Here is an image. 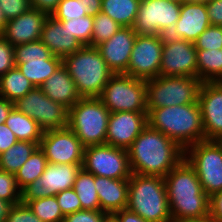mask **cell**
Masks as SVG:
<instances>
[{"label": "cell", "mask_w": 222, "mask_h": 222, "mask_svg": "<svg viewBox=\"0 0 222 222\" xmlns=\"http://www.w3.org/2000/svg\"><path fill=\"white\" fill-rule=\"evenodd\" d=\"M172 222H208L209 196L184 158L164 177Z\"/></svg>", "instance_id": "cell-1"}, {"label": "cell", "mask_w": 222, "mask_h": 222, "mask_svg": "<svg viewBox=\"0 0 222 222\" xmlns=\"http://www.w3.org/2000/svg\"><path fill=\"white\" fill-rule=\"evenodd\" d=\"M133 174L165 177L185 158V150L148 124L127 149Z\"/></svg>", "instance_id": "cell-2"}, {"label": "cell", "mask_w": 222, "mask_h": 222, "mask_svg": "<svg viewBox=\"0 0 222 222\" xmlns=\"http://www.w3.org/2000/svg\"><path fill=\"white\" fill-rule=\"evenodd\" d=\"M148 125L161 131L186 150L191 145L205 141V134L198 102L147 109Z\"/></svg>", "instance_id": "cell-3"}, {"label": "cell", "mask_w": 222, "mask_h": 222, "mask_svg": "<svg viewBox=\"0 0 222 222\" xmlns=\"http://www.w3.org/2000/svg\"><path fill=\"white\" fill-rule=\"evenodd\" d=\"M126 208L146 222H172L164 177L132 173Z\"/></svg>", "instance_id": "cell-4"}, {"label": "cell", "mask_w": 222, "mask_h": 222, "mask_svg": "<svg viewBox=\"0 0 222 222\" xmlns=\"http://www.w3.org/2000/svg\"><path fill=\"white\" fill-rule=\"evenodd\" d=\"M82 98L99 97L114 74L96 47L83 46L62 59Z\"/></svg>", "instance_id": "cell-5"}, {"label": "cell", "mask_w": 222, "mask_h": 222, "mask_svg": "<svg viewBox=\"0 0 222 222\" xmlns=\"http://www.w3.org/2000/svg\"><path fill=\"white\" fill-rule=\"evenodd\" d=\"M109 109L98 97L79 99L70 109L68 127L84 147L106 144Z\"/></svg>", "instance_id": "cell-6"}, {"label": "cell", "mask_w": 222, "mask_h": 222, "mask_svg": "<svg viewBox=\"0 0 222 222\" xmlns=\"http://www.w3.org/2000/svg\"><path fill=\"white\" fill-rule=\"evenodd\" d=\"M201 83L198 78L185 76L147 80V109L196 103Z\"/></svg>", "instance_id": "cell-7"}, {"label": "cell", "mask_w": 222, "mask_h": 222, "mask_svg": "<svg viewBox=\"0 0 222 222\" xmlns=\"http://www.w3.org/2000/svg\"><path fill=\"white\" fill-rule=\"evenodd\" d=\"M98 98L110 113L147 112L146 81L124 73L113 74Z\"/></svg>", "instance_id": "cell-8"}, {"label": "cell", "mask_w": 222, "mask_h": 222, "mask_svg": "<svg viewBox=\"0 0 222 222\" xmlns=\"http://www.w3.org/2000/svg\"><path fill=\"white\" fill-rule=\"evenodd\" d=\"M185 159L195 169L203 191L210 197L222 190V142L205 140L185 150Z\"/></svg>", "instance_id": "cell-9"}, {"label": "cell", "mask_w": 222, "mask_h": 222, "mask_svg": "<svg viewBox=\"0 0 222 222\" xmlns=\"http://www.w3.org/2000/svg\"><path fill=\"white\" fill-rule=\"evenodd\" d=\"M14 107L35 120L43 131L68 127L69 109L50 99L39 87L14 102Z\"/></svg>", "instance_id": "cell-10"}, {"label": "cell", "mask_w": 222, "mask_h": 222, "mask_svg": "<svg viewBox=\"0 0 222 222\" xmlns=\"http://www.w3.org/2000/svg\"><path fill=\"white\" fill-rule=\"evenodd\" d=\"M181 3L141 0L133 30L140 35H168L180 17Z\"/></svg>", "instance_id": "cell-11"}, {"label": "cell", "mask_w": 222, "mask_h": 222, "mask_svg": "<svg viewBox=\"0 0 222 222\" xmlns=\"http://www.w3.org/2000/svg\"><path fill=\"white\" fill-rule=\"evenodd\" d=\"M82 168L111 179H129L132 174L127 150L107 144L85 147Z\"/></svg>", "instance_id": "cell-12"}, {"label": "cell", "mask_w": 222, "mask_h": 222, "mask_svg": "<svg viewBox=\"0 0 222 222\" xmlns=\"http://www.w3.org/2000/svg\"><path fill=\"white\" fill-rule=\"evenodd\" d=\"M82 164L49 163L41 177L21 190V203L56 195L60 191L73 188Z\"/></svg>", "instance_id": "cell-13"}, {"label": "cell", "mask_w": 222, "mask_h": 222, "mask_svg": "<svg viewBox=\"0 0 222 222\" xmlns=\"http://www.w3.org/2000/svg\"><path fill=\"white\" fill-rule=\"evenodd\" d=\"M162 48L163 35L137 34L128 68L124 74L144 81L158 77Z\"/></svg>", "instance_id": "cell-14"}, {"label": "cell", "mask_w": 222, "mask_h": 222, "mask_svg": "<svg viewBox=\"0 0 222 222\" xmlns=\"http://www.w3.org/2000/svg\"><path fill=\"white\" fill-rule=\"evenodd\" d=\"M39 147L49 163L83 164L85 147L69 127L44 131Z\"/></svg>", "instance_id": "cell-15"}, {"label": "cell", "mask_w": 222, "mask_h": 222, "mask_svg": "<svg viewBox=\"0 0 222 222\" xmlns=\"http://www.w3.org/2000/svg\"><path fill=\"white\" fill-rule=\"evenodd\" d=\"M159 76L197 78V51L194 43L164 35Z\"/></svg>", "instance_id": "cell-16"}, {"label": "cell", "mask_w": 222, "mask_h": 222, "mask_svg": "<svg viewBox=\"0 0 222 222\" xmlns=\"http://www.w3.org/2000/svg\"><path fill=\"white\" fill-rule=\"evenodd\" d=\"M205 140H222V82H203L198 92Z\"/></svg>", "instance_id": "cell-17"}, {"label": "cell", "mask_w": 222, "mask_h": 222, "mask_svg": "<svg viewBox=\"0 0 222 222\" xmlns=\"http://www.w3.org/2000/svg\"><path fill=\"white\" fill-rule=\"evenodd\" d=\"M147 115L148 112L121 111L110 113L106 144L127 150L147 126Z\"/></svg>", "instance_id": "cell-18"}, {"label": "cell", "mask_w": 222, "mask_h": 222, "mask_svg": "<svg viewBox=\"0 0 222 222\" xmlns=\"http://www.w3.org/2000/svg\"><path fill=\"white\" fill-rule=\"evenodd\" d=\"M136 36L132 27H121L111 38L96 46L114 74L127 71Z\"/></svg>", "instance_id": "cell-19"}, {"label": "cell", "mask_w": 222, "mask_h": 222, "mask_svg": "<svg viewBox=\"0 0 222 222\" xmlns=\"http://www.w3.org/2000/svg\"><path fill=\"white\" fill-rule=\"evenodd\" d=\"M210 25L206 3L185 0L181 3L179 19L167 36L194 43Z\"/></svg>", "instance_id": "cell-20"}, {"label": "cell", "mask_w": 222, "mask_h": 222, "mask_svg": "<svg viewBox=\"0 0 222 222\" xmlns=\"http://www.w3.org/2000/svg\"><path fill=\"white\" fill-rule=\"evenodd\" d=\"M48 16L44 11L31 7L18 17L8 20L1 35L13 46L40 40Z\"/></svg>", "instance_id": "cell-21"}, {"label": "cell", "mask_w": 222, "mask_h": 222, "mask_svg": "<svg viewBox=\"0 0 222 222\" xmlns=\"http://www.w3.org/2000/svg\"><path fill=\"white\" fill-rule=\"evenodd\" d=\"M53 56L61 59L80 50L83 45L71 34L60 21L49 15L43 25L40 39Z\"/></svg>", "instance_id": "cell-22"}, {"label": "cell", "mask_w": 222, "mask_h": 222, "mask_svg": "<svg viewBox=\"0 0 222 222\" xmlns=\"http://www.w3.org/2000/svg\"><path fill=\"white\" fill-rule=\"evenodd\" d=\"M100 211L114 214L125 209L128 203L129 179H111L94 175Z\"/></svg>", "instance_id": "cell-23"}, {"label": "cell", "mask_w": 222, "mask_h": 222, "mask_svg": "<svg viewBox=\"0 0 222 222\" xmlns=\"http://www.w3.org/2000/svg\"><path fill=\"white\" fill-rule=\"evenodd\" d=\"M53 101L70 109L82 97L63 64L39 87Z\"/></svg>", "instance_id": "cell-24"}, {"label": "cell", "mask_w": 222, "mask_h": 222, "mask_svg": "<svg viewBox=\"0 0 222 222\" xmlns=\"http://www.w3.org/2000/svg\"><path fill=\"white\" fill-rule=\"evenodd\" d=\"M5 124L15 134L18 141H29L40 144L43 130L39 124L28 115L12 108Z\"/></svg>", "instance_id": "cell-25"}, {"label": "cell", "mask_w": 222, "mask_h": 222, "mask_svg": "<svg viewBox=\"0 0 222 222\" xmlns=\"http://www.w3.org/2000/svg\"><path fill=\"white\" fill-rule=\"evenodd\" d=\"M197 51V78L203 82H222V49Z\"/></svg>", "instance_id": "cell-26"}, {"label": "cell", "mask_w": 222, "mask_h": 222, "mask_svg": "<svg viewBox=\"0 0 222 222\" xmlns=\"http://www.w3.org/2000/svg\"><path fill=\"white\" fill-rule=\"evenodd\" d=\"M61 65L62 59L52 56L50 59L26 60L16 67L35 87H40Z\"/></svg>", "instance_id": "cell-27"}, {"label": "cell", "mask_w": 222, "mask_h": 222, "mask_svg": "<svg viewBox=\"0 0 222 222\" xmlns=\"http://www.w3.org/2000/svg\"><path fill=\"white\" fill-rule=\"evenodd\" d=\"M34 88L33 83L17 67L0 76V97L12 103L23 98Z\"/></svg>", "instance_id": "cell-28"}, {"label": "cell", "mask_w": 222, "mask_h": 222, "mask_svg": "<svg viewBox=\"0 0 222 222\" xmlns=\"http://www.w3.org/2000/svg\"><path fill=\"white\" fill-rule=\"evenodd\" d=\"M141 0H101V12L122 27H133Z\"/></svg>", "instance_id": "cell-29"}, {"label": "cell", "mask_w": 222, "mask_h": 222, "mask_svg": "<svg viewBox=\"0 0 222 222\" xmlns=\"http://www.w3.org/2000/svg\"><path fill=\"white\" fill-rule=\"evenodd\" d=\"M38 147V143L17 141L8 150L0 154V169L15 175Z\"/></svg>", "instance_id": "cell-30"}, {"label": "cell", "mask_w": 222, "mask_h": 222, "mask_svg": "<svg viewBox=\"0 0 222 222\" xmlns=\"http://www.w3.org/2000/svg\"><path fill=\"white\" fill-rule=\"evenodd\" d=\"M73 189L81 202L82 210H100L98 193L95 189L94 174L82 167L78 171Z\"/></svg>", "instance_id": "cell-31"}, {"label": "cell", "mask_w": 222, "mask_h": 222, "mask_svg": "<svg viewBox=\"0 0 222 222\" xmlns=\"http://www.w3.org/2000/svg\"><path fill=\"white\" fill-rule=\"evenodd\" d=\"M48 161L44 155V152L38 147L29 159L20 167L15 173V178L18 187L22 190L28 184L39 179L44 173Z\"/></svg>", "instance_id": "cell-32"}, {"label": "cell", "mask_w": 222, "mask_h": 222, "mask_svg": "<svg viewBox=\"0 0 222 222\" xmlns=\"http://www.w3.org/2000/svg\"><path fill=\"white\" fill-rule=\"evenodd\" d=\"M27 205L43 222H63L65 217L55 195L31 200Z\"/></svg>", "instance_id": "cell-33"}, {"label": "cell", "mask_w": 222, "mask_h": 222, "mask_svg": "<svg viewBox=\"0 0 222 222\" xmlns=\"http://www.w3.org/2000/svg\"><path fill=\"white\" fill-rule=\"evenodd\" d=\"M122 26L114 21L110 16L99 12L93 17V31L91 37V47H96L100 43L111 38Z\"/></svg>", "instance_id": "cell-34"}, {"label": "cell", "mask_w": 222, "mask_h": 222, "mask_svg": "<svg viewBox=\"0 0 222 222\" xmlns=\"http://www.w3.org/2000/svg\"><path fill=\"white\" fill-rule=\"evenodd\" d=\"M52 56L48 47L41 40L14 46L16 64L26 63V60L50 59Z\"/></svg>", "instance_id": "cell-35"}, {"label": "cell", "mask_w": 222, "mask_h": 222, "mask_svg": "<svg viewBox=\"0 0 222 222\" xmlns=\"http://www.w3.org/2000/svg\"><path fill=\"white\" fill-rule=\"evenodd\" d=\"M74 37L81 42L83 46H91V37L93 31V17L84 16L69 21H60Z\"/></svg>", "instance_id": "cell-36"}, {"label": "cell", "mask_w": 222, "mask_h": 222, "mask_svg": "<svg viewBox=\"0 0 222 222\" xmlns=\"http://www.w3.org/2000/svg\"><path fill=\"white\" fill-rule=\"evenodd\" d=\"M0 199L12 205L21 203V189L18 187L15 175L0 169Z\"/></svg>", "instance_id": "cell-37"}, {"label": "cell", "mask_w": 222, "mask_h": 222, "mask_svg": "<svg viewBox=\"0 0 222 222\" xmlns=\"http://www.w3.org/2000/svg\"><path fill=\"white\" fill-rule=\"evenodd\" d=\"M194 45L196 50L222 49V26L210 25Z\"/></svg>", "instance_id": "cell-38"}, {"label": "cell", "mask_w": 222, "mask_h": 222, "mask_svg": "<svg viewBox=\"0 0 222 222\" xmlns=\"http://www.w3.org/2000/svg\"><path fill=\"white\" fill-rule=\"evenodd\" d=\"M58 21H69L79 17L87 16L79 0H61L57 9L51 14Z\"/></svg>", "instance_id": "cell-39"}, {"label": "cell", "mask_w": 222, "mask_h": 222, "mask_svg": "<svg viewBox=\"0 0 222 222\" xmlns=\"http://www.w3.org/2000/svg\"><path fill=\"white\" fill-rule=\"evenodd\" d=\"M55 196L64 216L82 210L81 202L73 188L60 191Z\"/></svg>", "instance_id": "cell-40"}, {"label": "cell", "mask_w": 222, "mask_h": 222, "mask_svg": "<svg viewBox=\"0 0 222 222\" xmlns=\"http://www.w3.org/2000/svg\"><path fill=\"white\" fill-rule=\"evenodd\" d=\"M5 19L11 20L31 8V0H0Z\"/></svg>", "instance_id": "cell-41"}, {"label": "cell", "mask_w": 222, "mask_h": 222, "mask_svg": "<svg viewBox=\"0 0 222 222\" xmlns=\"http://www.w3.org/2000/svg\"><path fill=\"white\" fill-rule=\"evenodd\" d=\"M16 67L14 46L0 35V76Z\"/></svg>", "instance_id": "cell-42"}, {"label": "cell", "mask_w": 222, "mask_h": 222, "mask_svg": "<svg viewBox=\"0 0 222 222\" xmlns=\"http://www.w3.org/2000/svg\"><path fill=\"white\" fill-rule=\"evenodd\" d=\"M5 222H43L40 220L27 204L19 203L13 205L8 212Z\"/></svg>", "instance_id": "cell-43"}, {"label": "cell", "mask_w": 222, "mask_h": 222, "mask_svg": "<svg viewBox=\"0 0 222 222\" xmlns=\"http://www.w3.org/2000/svg\"><path fill=\"white\" fill-rule=\"evenodd\" d=\"M107 215L100 210H80L66 215L63 222H104Z\"/></svg>", "instance_id": "cell-44"}, {"label": "cell", "mask_w": 222, "mask_h": 222, "mask_svg": "<svg viewBox=\"0 0 222 222\" xmlns=\"http://www.w3.org/2000/svg\"><path fill=\"white\" fill-rule=\"evenodd\" d=\"M208 222H222V190L209 197Z\"/></svg>", "instance_id": "cell-45"}, {"label": "cell", "mask_w": 222, "mask_h": 222, "mask_svg": "<svg viewBox=\"0 0 222 222\" xmlns=\"http://www.w3.org/2000/svg\"><path fill=\"white\" fill-rule=\"evenodd\" d=\"M207 14L211 25L222 26V0L206 3Z\"/></svg>", "instance_id": "cell-46"}, {"label": "cell", "mask_w": 222, "mask_h": 222, "mask_svg": "<svg viewBox=\"0 0 222 222\" xmlns=\"http://www.w3.org/2000/svg\"><path fill=\"white\" fill-rule=\"evenodd\" d=\"M17 141L15 134L9 127L5 123L0 124V154L8 150Z\"/></svg>", "instance_id": "cell-47"}, {"label": "cell", "mask_w": 222, "mask_h": 222, "mask_svg": "<svg viewBox=\"0 0 222 222\" xmlns=\"http://www.w3.org/2000/svg\"><path fill=\"white\" fill-rule=\"evenodd\" d=\"M61 0H31V7L51 15Z\"/></svg>", "instance_id": "cell-48"}, {"label": "cell", "mask_w": 222, "mask_h": 222, "mask_svg": "<svg viewBox=\"0 0 222 222\" xmlns=\"http://www.w3.org/2000/svg\"><path fill=\"white\" fill-rule=\"evenodd\" d=\"M79 3L88 16L94 17L101 12V0H79Z\"/></svg>", "instance_id": "cell-49"}, {"label": "cell", "mask_w": 222, "mask_h": 222, "mask_svg": "<svg viewBox=\"0 0 222 222\" xmlns=\"http://www.w3.org/2000/svg\"><path fill=\"white\" fill-rule=\"evenodd\" d=\"M120 222H146L138 214L125 208L114 213Z\"/></svg>", "instance_id": "cell-50"}, {"label": "cell", "mask_w": 222, "mask_h": 222, "mask_svg": "<svg viewBox=\"0 0 222 222\" xmlns=\"http://www.w3.org/2000/svg\"><path fill=\"white\" fill-rule=\"evenodd\" d=\"M14 107V103L0 97V124L5 123L8 114Z\"/></svg>", "instance_id": "cell-51"}, {"label": "cell", "mask_w": 222, "mask_h": 222, "mask_svg": "<svg viewBox=\"0 0 222 222\" xmlns=\"http://www.w3.org/2000/svg\"><path fill=\"white\" fill-rule=\"evenodd\" d=\"M12 206L10 202L0 199V222H5Z\"/></svg>", "instance_id": "cell-52"}, {"label": "cell", "mask_w": 222, "mask_h": 222, "mask_svg": "<svg viewBox=\"0 0 222 222\" xmlns=\"http://www.w3.org/2000/svg\"><path fill=\"white\" fill-rule=\"evenodd\" d=\"M7 20L4 17L3 10L0 8V35L3 33Z\"/></svg>", "instance_id": "cell-53"}, {"label": "cell", "mask_w": 222, "mask_h": 222, "mask_svg": "<svg viewBox=\"0 0 222 222\" xmlns=\"http://www.w3.org/2000/svg\"><path fill=\"white\" fill-rule=\"evenodd\" d=\"M104 222H120V221L118 220V218L114 214H108L105 217Z\"/></svg>", "instance_id": "cell-54"}, {"label": "cell", "mask_w": 222, "mask_h": 222, "mask_svg": "<svg viewBox=\"0 0 222 222\" xmlns=\"http://www.w3.org/2000/svg\"><path fill=\"white\" fill-rule=\"evenodd\" d=\"M186 1H188V2L208 3V2H210L212 0H186Z\"/></svg>", "instance_id": "cell-55"}, {"label": "cell", "mask_w": 222, "mask_h": 222, "mask_svg": "<svg viewBox=\"0 0 222 222\" xmlns=\"http://www.w3.org/2000/svg\"><path fill=\"white\" fill-rule=\"evenodd\" d=\"M169 1L182 3V2L185 1V0H169Z\"/></svg>", "instance_id": "cell-56"}]
</instances>
